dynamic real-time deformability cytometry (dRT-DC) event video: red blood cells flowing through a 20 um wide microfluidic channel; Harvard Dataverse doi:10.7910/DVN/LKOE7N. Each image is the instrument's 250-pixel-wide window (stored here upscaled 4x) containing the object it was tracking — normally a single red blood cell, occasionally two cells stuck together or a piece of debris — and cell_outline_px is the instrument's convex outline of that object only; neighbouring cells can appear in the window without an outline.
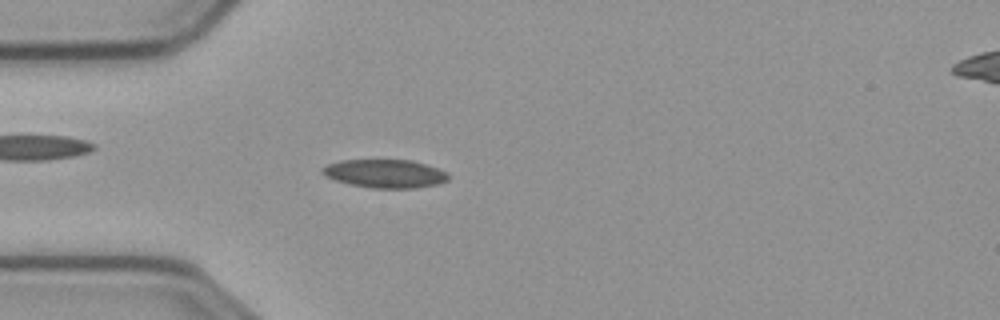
{"species": "common noctule bat (a hibernating species)", "species_latin": "Nyctalus noctula", "temperature_condition": "cold", "stored_images_in_passage": 49, "camera_frame_rate_fps": 3000, "um_per_image_px": 0.085, "animal": {"sex": "male", "body_mass_g": 23.1, "forearm_length_mm": 52.7}, "frame": {"image": 1, "passage_image": 16, "time_ms": 5.0, "image_size_px": [1000, 320], "cell_outline_px": [[448, 180], [436, 184], [416, 188], [372, 188], [352, 184], [336, 180], [324, 176], [320, 172], [328, 164], [340, 160], [412, 160], [448, 172]], "centroid_in_image_um": [32.72, 14.75], "position_along_channel_um": 52.3, "area_um2": 20.63}}
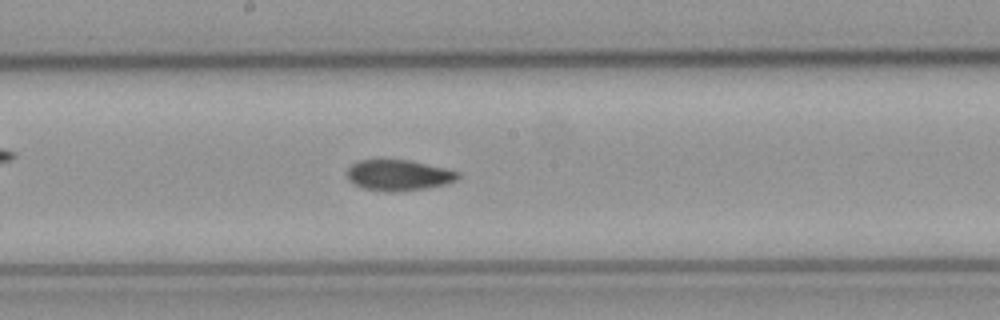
{"frame": {"image": 2, "passage_image": 30, "time_ms": 9.667, "image_size_px": [1000, 320], "cell_outline_px": [[460, 176], [456, 180], [444, 184], [424, 188], [396, 192], [388, 192], [364, 188], [348, 180], [344, 172], [352, 164], [360, 160], [408, 160], [444, 168], [460, 172]], "centroid_in_image_um": [33.84, 14.89], "position_along_channel_um": 214.4, "area_um2": 19.77}}
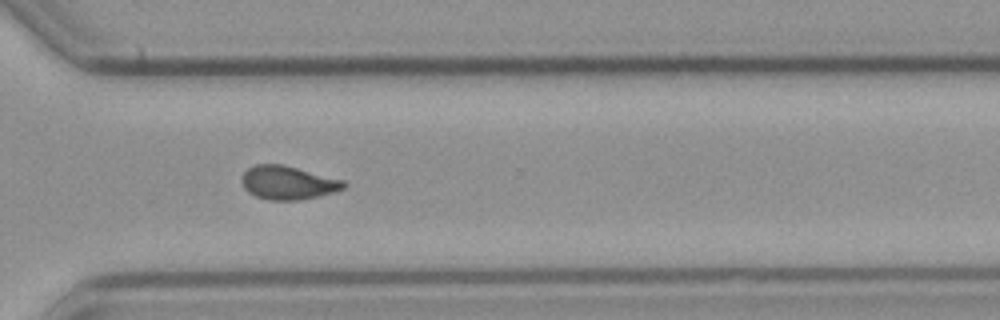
{"frame": {"image": 3, "passage_image": 41, "time_ms": 13.333, "image_size_px": [1000, 320], "cell_outline_px": [[348, 184], [344, 188], [332, 192], [300, 200], [268, 200], [256, 196], [248, 192], [244, 188], [240, 180], [244, 172], [248, 168], [256, 164], [284, 164], [344, 180]], "centroid_in_image_um": [24.46, 15.52], "position_along_channel_um": 346.1, "area_um2": 20.0}, "authors_computed_cell_mechanics": {"area_um2": 19.8832, "velocity_mm_per_s": 3.6068, "shape_relaxation_time_tau1_ms": 9.518, "shape_relaxation_time_tau2_ms": 2.8223, "deformation_change_tau1": 0.1878, "deformation_change_tau2": 0.0626}}